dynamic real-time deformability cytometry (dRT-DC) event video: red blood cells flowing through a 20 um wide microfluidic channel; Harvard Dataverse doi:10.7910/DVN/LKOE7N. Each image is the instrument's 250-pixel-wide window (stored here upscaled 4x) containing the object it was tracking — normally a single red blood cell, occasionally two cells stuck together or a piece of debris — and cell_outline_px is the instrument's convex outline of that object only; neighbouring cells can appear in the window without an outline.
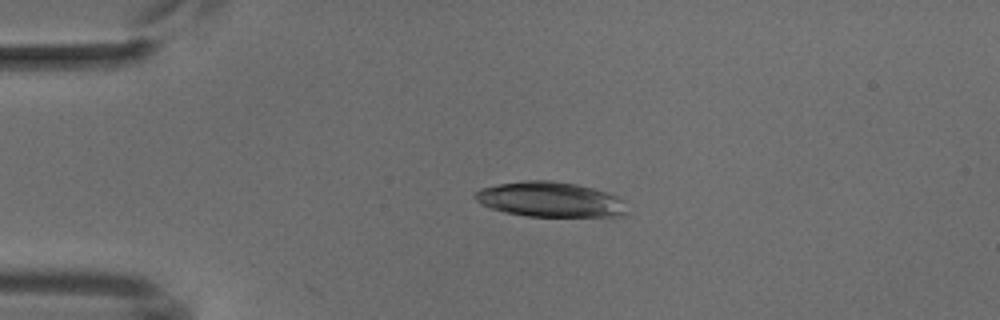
{"species": "common noctule bat (a hibernating species)", "species_latin": "Nyctalus noctula", "temperature_condition": "cold", "stored_images_in_passage": 6, "camera_frame_rate_fps": 3000, "um_per_image_px": 0.085, "animal": {"sex": "male", "body_mass_g": 18.8}, "frame": {"image": 1, "passage_image": 4, "time_ms": 3.333, "image_size_px": [1000, 320], "cell_outline_px": [[628, 212], [624, 216], [524, 216], [504, 212], [480, 204], [472, 196], [480, 188], [500, 184], [528, 180], [552, 180], [576, 184], [592, 188], [616, 196], [624, 200]], "centroid_in_image_um": [46.76, 16.96], "position_along_channel_um": 38.2, "area_um2": 31.04}}
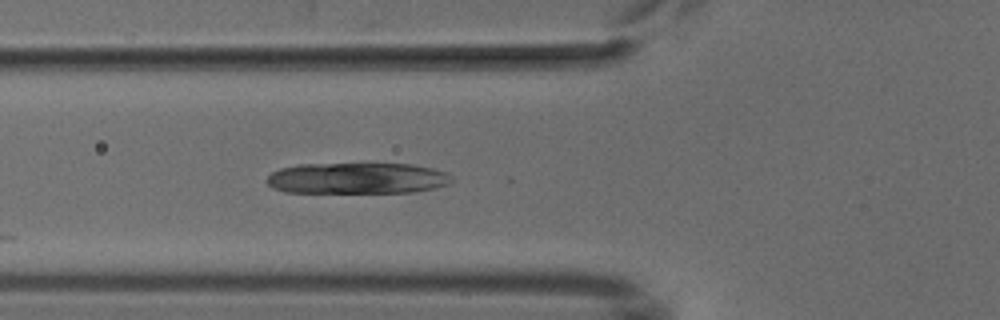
{"frame": {"image": 2, "passage_image": 6, "time_ms": 5.667, "image_size_px": [1000, 320], "cell_outline_px": [[456, 180], [448, 184], [432, 188], [412, 192], [284, 192], [272, 188], [268, 184], [268, 176], [272, 172], [280, 168], [300, 164], [412, 164], [432, 168], [444, 172], [452, 176]], "centroid_in_image_um": [30.36, 15.15], "position_along_channel_um": 95.4, "area_um2": 33.41}}